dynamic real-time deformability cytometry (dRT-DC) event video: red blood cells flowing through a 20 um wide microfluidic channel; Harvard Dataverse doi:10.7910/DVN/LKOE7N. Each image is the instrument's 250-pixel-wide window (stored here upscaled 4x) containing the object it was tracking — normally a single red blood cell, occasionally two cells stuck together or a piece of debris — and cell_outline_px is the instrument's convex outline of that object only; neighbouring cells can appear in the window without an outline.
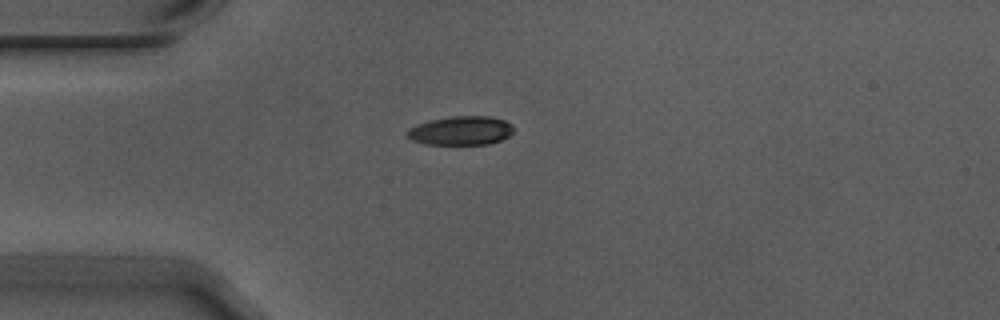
{"species": "Egyptian fruit bat (a non-hibernating species)", "species_latin": "Rousettus aegyptiacus", "temperature_condition": "warm", "stored_images_in_passage": 3, "camera_frame_rate_fps": 3000, "um_per_image_px": 0.085, "animal": {"sex": "male"}, "frame": {"image": 1, "passage_image": 2, "time_ms": 0.333, "image_size_px": [1000, 320], "cell_outline_px": [[516, 128], [508, 136], [500, 140], [488, 144], [424, 144], [412, 140], [408, 136], [408, 132], [412, 128], [420, 124], [432, 120], [452, 116], [488, 116], [504, 120], [512, 124]], "centroid_in_image_um": [39.25, 11.1], "position_along_channel_um": 45.8, "area_um2": 17.63}}
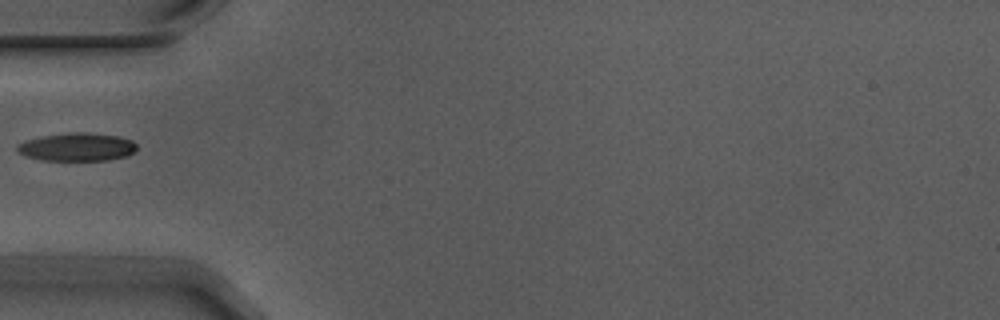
{"frame": {"image": 2, "passage_image": 3, "time_ms": 0.667, "image_size_px": [1000, 320], "cell_outline_px": [[136, 148], [128, 156], [108, 160], [40, 160], [28, 156], [20, 152], [16, 148], [16, 144], [24, 140], [40, 136], [68, 132], [84, 132], [120, 136], [132, 140], [136, 144]], "centroid_in_image_um": [6.54, 12.48], "position_along_channel_um": 78.5, "area_um2": 19.71}}